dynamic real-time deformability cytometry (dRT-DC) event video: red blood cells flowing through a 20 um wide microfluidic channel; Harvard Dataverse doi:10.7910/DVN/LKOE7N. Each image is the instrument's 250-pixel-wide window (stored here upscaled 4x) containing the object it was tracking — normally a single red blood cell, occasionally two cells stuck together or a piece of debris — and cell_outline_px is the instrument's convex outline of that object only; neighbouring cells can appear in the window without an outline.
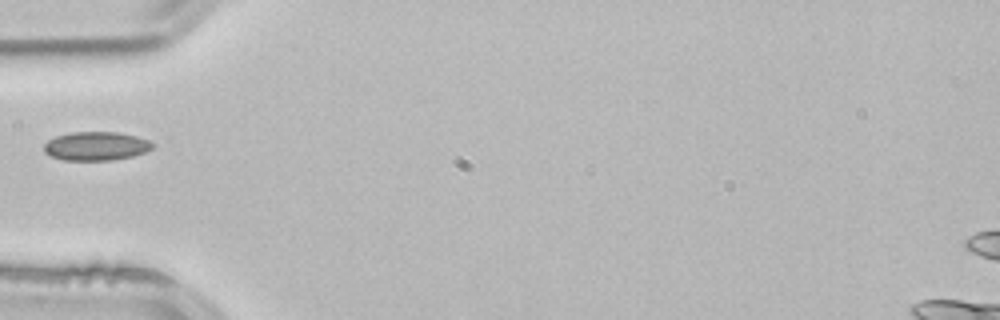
{"species": "common noctule bat (a hibernating species)", "species_latin": "Nyctalus noctula", "temperature_condition": "room temperature", "stored_images_in_passage": 1, "camera_frame_rate_fps": 3000, "um_per_image_px": 0.085, "animal": {"sex": "male", "body_mass_g": 21.5, "forearm_length_mm": 52.0}, "frame": {"image": 1, "passage_image": 1, "time_ms": 0.0, "image_size_px": [1000, 320], "cell_outline_px": [[152, 148], [144, 152], [132, 156], [112, 160], [64, 160], [52, 156], [44, 152], [44, 144], [48, 140], [56, 136], [72, 132], [116, 132], [136, 136], [148, 140], [152, 144]], "centroid_in_image_um": [8.14, 12.41], "position_along_channel_um": 76.9, "area_um2": 17.98}}